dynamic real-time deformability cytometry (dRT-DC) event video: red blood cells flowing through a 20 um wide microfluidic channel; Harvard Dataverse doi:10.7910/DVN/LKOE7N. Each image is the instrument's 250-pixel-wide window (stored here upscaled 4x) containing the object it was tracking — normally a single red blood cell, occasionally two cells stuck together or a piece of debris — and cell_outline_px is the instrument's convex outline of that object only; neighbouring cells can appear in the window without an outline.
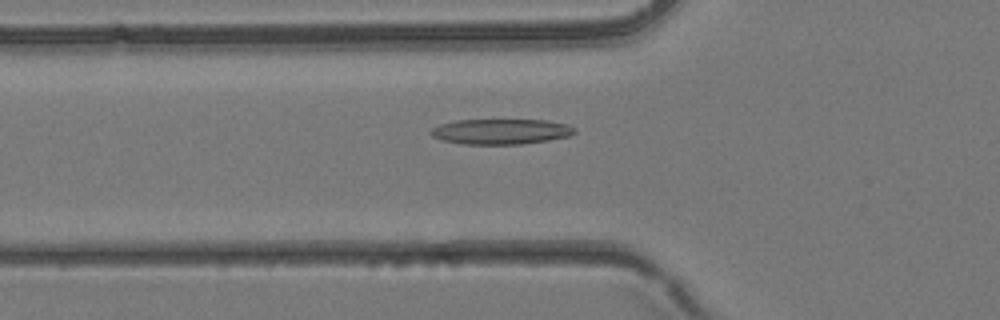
{"species": "common noctule bat (a hibernating species)", "species_latin": "Nyctalus noctula", "temperature_condition": "room temperature", "stored_images_in_passage": 39, "camera_frame_rate_fps": 3000, "um_per_image_px": 0.085, "animal": {"sex": "female", "body_mass_g": 24.6, "forearm_length_mm": 56.2}, "frame": {"image": 1, "passage_image": 14, "time_ms": 4.333, "image_size_px": [1000, 320], "cell_outline_px": [[576, 132], [568, 136], [548, 140], [520, 144], [464, 144], [444, 140], [432, 136], [428, 132], [432, 128], [440, 124], [456, 120], [548, 120], [568, 124], [576, 128]], "centroid_in_image_um": [42.59, 11.17], "position_along_channel_um": 83.2, "area_um2": 21.21}}
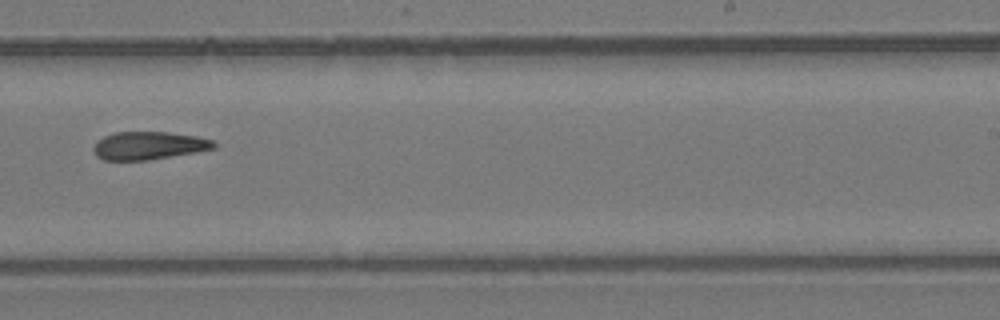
{"frame": {"image": 2, "passage_image": 25, "time_ms": 8.0, "image_size_px": [1000, 320], "cell_outline_px": [[216, 148], [196, 152], [148, 160], [104, 160], [96, 156], [92, 148], [104, 136], [116, 132], [168, 132], [196, 136], [212, 140], [216, 144]], "centroid_in_image_um": [12.65, 12.38], "position_along_channel_um": 276.3, "area_um2": 19.48}}
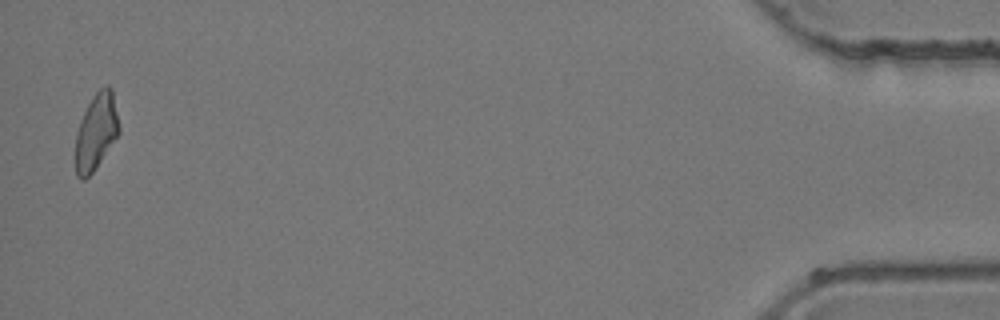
{"frame": {"image": 3, "passage_image": 39, "time_ms": 12.667, "image_size_px": [1000, 320], "cell_outline_px": [[120, 132], [92, 172], [84, 180], [80, 180], [76, 176], [76, 132], [80, 120], [92, 96], [104, 84], [108, 84], [112, 88], [120, 128]], "centroid_in_image_um": [8.17, 11.15], "position_along_channel_um": 427.0, "area_um2": 19.31}}